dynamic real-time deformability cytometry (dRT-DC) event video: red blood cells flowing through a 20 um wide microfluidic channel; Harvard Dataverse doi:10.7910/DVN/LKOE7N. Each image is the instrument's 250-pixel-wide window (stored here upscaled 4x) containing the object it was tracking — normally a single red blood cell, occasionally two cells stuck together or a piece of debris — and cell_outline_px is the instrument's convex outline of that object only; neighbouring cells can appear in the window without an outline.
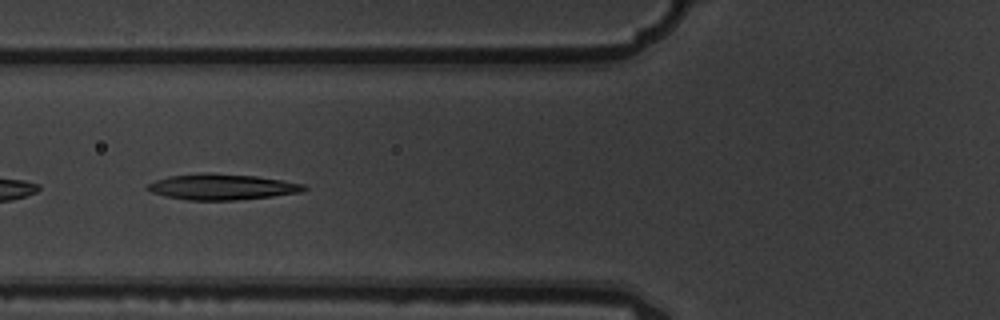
{"species": "common noctule bat (a hibernating species)", "species_latin": "Nyctalus noctula", "temperature_condition": "warm", "stored_images_in_passage": 8, "camera_frame_rate_fps": 3000, "um_per_image_px": 0.085, "animal": {"sex": "male", "body_mass_g": 19.5, "forearm_length_mm": 54.6}, "frame": {"image": 1, "passage_image": 3, "time_ms": 0.667, "image_size_px": [1000, 320], "cell_outline_px": [[308, 188], [300, 192], [272, 196], [236, 200], [188, 200], [164, 196], [152, 192], [144, 188], [148, 184], [156, 180], [168, 176], [208, 172], [256, 176], [304, 184]], "centroid_in_image_um": [18.83, 15.88], "position_along_channel_um": 107.0, "area_um2": 23.47}}
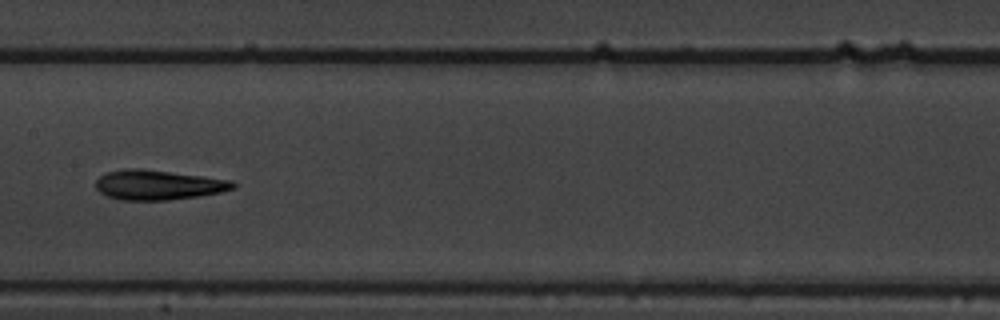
{"frame": {"image": 2, "passage_image": 5, "time_ms": 1.333, "image_size_px": [1000, 320], "cell_outline_px": [[236, 188], [220, 192], [200, 196], [168, 200], [120, 200], [108, 196], [100, 192], [96, 188], [96, 180], [100, 176], [108, 172], [128, 168], [140, 168], [232, 180], [236, 184]], "centroid_in_image_um": [13.45, 15.72], "position_along_channel_um": 193.9, "area_um2": 23.76}}
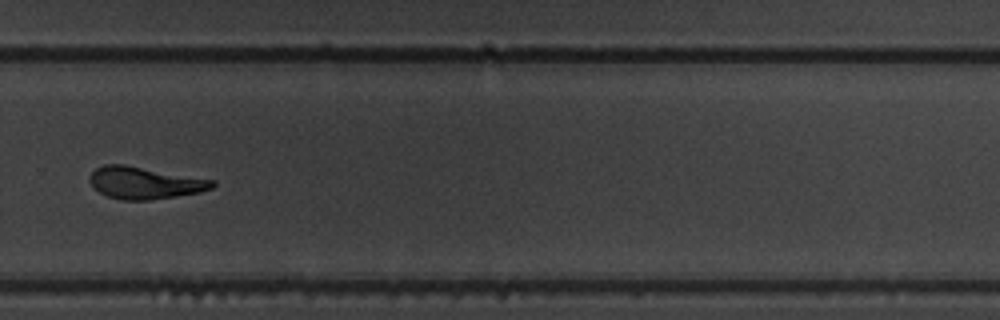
{"frame": {"image": 3, "passage_image": 8, "time_ms": 2.333, "image_size_px": [1000, 320], "cell_outline_px": [[216, 184], [212, 188], [200, 192], [148, 200], [120, 200], [108, 196], [100, 192], [88, 180], [88, 176], [96, 168], [104, 164], [124, 164], [216, 180]], "centroid_in_image_um": [12.3, 15.53], "position_along_channel_um": 317.5, "area_um2": 22.89}}